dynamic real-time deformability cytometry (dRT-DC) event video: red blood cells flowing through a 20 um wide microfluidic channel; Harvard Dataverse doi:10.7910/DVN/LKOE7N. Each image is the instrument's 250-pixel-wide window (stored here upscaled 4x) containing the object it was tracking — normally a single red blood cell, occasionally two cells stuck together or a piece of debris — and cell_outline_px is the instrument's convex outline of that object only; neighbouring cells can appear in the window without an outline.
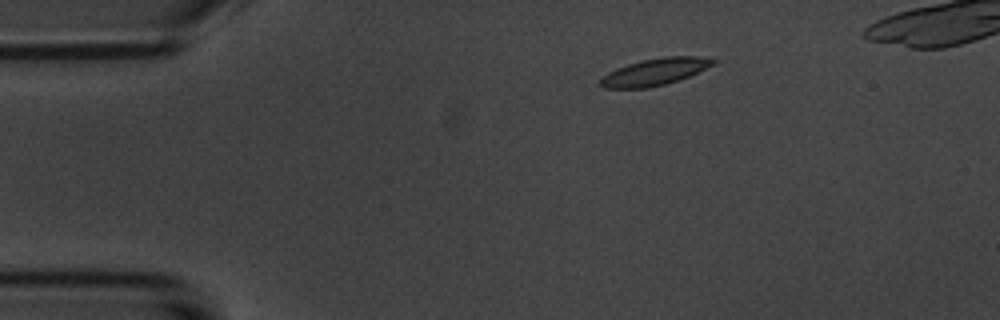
{"species": "common noctule bat (a hibernating species)", "species_latin": "Nyctalus noctula", "temperature_condition": "room temperature", "stored_images_in_passage": 4, "camera_frame_rate_fps": 3000, "um_per_image_px": 0.085, "animal": {"sex": "male", "body_mass_g": 20.1, "forearm_length_mm": 53.5}, "frame": {"image": 1, "passage_image": 1, "time_ms": 0.0, "image_size_px": [1000, 320], "cell_outline_px": [[720, 60], [716, 64], [688, 76], [664, 84], [648, 88], [604, 88], [596, 84], [608, 72], [616, 68], [640, 60], [664, 56], [696, 56]], "centroid_in_image_um": [55.65, 6.1], "position_along_channel_um": 29.3, "area_um2": 17.74}}